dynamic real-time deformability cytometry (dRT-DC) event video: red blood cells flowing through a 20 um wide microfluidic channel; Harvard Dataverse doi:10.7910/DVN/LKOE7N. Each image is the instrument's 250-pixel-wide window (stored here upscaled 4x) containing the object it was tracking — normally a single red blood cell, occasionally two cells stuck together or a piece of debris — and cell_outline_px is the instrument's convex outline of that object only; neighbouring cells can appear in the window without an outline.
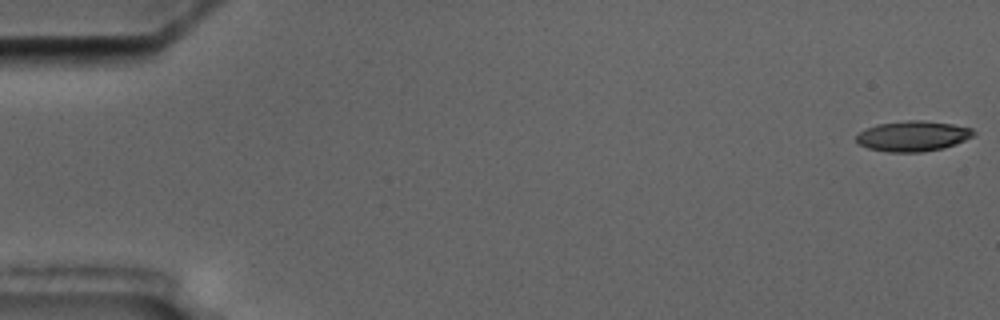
{"species": "common noctule bat (a hibernating species)", "species_latin": "Nyctalus noctula", "temperature_condition": "cold", "stored_images_in_passage": 6, "camera_frame_rate_fps": 3000, "um_per_image_px": 0.085, "animal": {"sex": "male", "body_mass_g": 17.5, "forearm_length_mm": 52.3}, "frame": {"image": 1, "passage_image": 1, "time_ms": 0.0, "image_size_px": [1000, 320], "cell_outline_px": [[976, 136], [956, 144], [944, 148], [920, 152], [888, 152], [868, 148], [860, 144], [856, 140], [856, 136], [860, 132], [876, 124], [908, 120], [920, 120], [952, 124], [972, 128], [976, 132]], "centroid_in_image_um": [77.64, 11.57], "position_along_channel_um": 7.4, "area_um2": 20.81}}
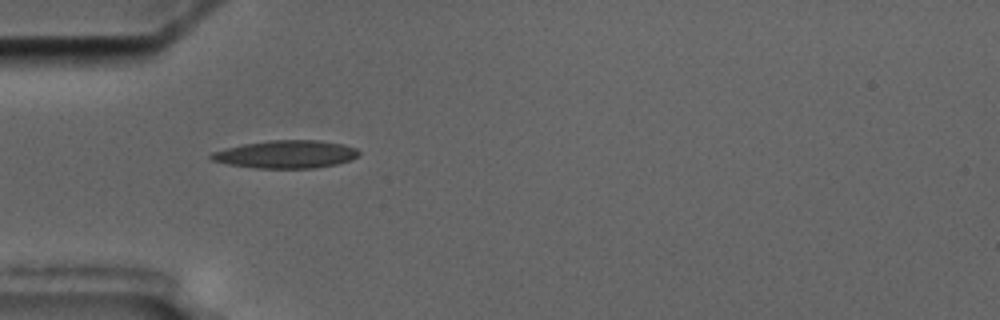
{"frame": {"image": 2, "passage_image": 5, "time_ms": 5.667, "image_size_px": [1000, 320], "cell_outline_px": [[360, 152], [352, 160], [336, 164], [312, 168], [256, 168], [228, 164], [212, 160], [208, 156], [212, 152], [224, 148], [244, 144], [272, 140], [320, 140], [344, 144], [356, 148]], "centroid_in_image_um": [24.31, 13.11], "position_along_channel_um": 60.7, "area_um2": 23.93}}
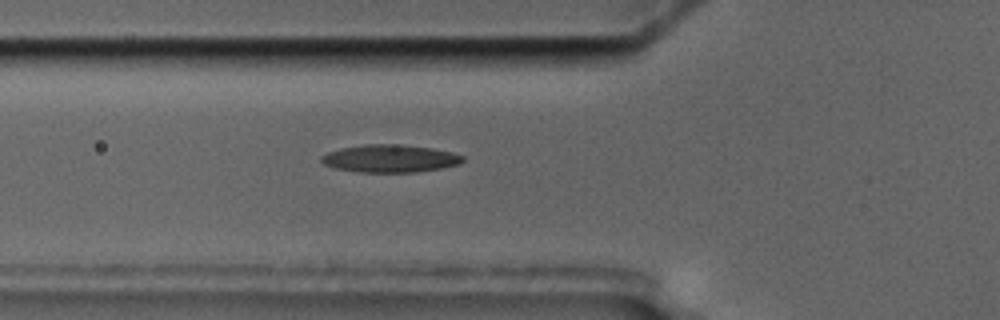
{"frame": {"image": 3, "passage_image": 6, "time_ms": 6.667, "image_size_px": [1000, 320], "cell_outline_px": [[464, 160], [460, 164], [440, 168], [416, 172], [360, 172], [336, 168], [324, 164], [320, 160], [320, 156], [328, 152], [340, 148], [364, 144], [388, 144], [432, 148], [452, 152], [464, 156]], "centroid_in_image_um": [33.14, 13.47], "position_along_channel_um": 92.7, "area_um2": 22.66}}